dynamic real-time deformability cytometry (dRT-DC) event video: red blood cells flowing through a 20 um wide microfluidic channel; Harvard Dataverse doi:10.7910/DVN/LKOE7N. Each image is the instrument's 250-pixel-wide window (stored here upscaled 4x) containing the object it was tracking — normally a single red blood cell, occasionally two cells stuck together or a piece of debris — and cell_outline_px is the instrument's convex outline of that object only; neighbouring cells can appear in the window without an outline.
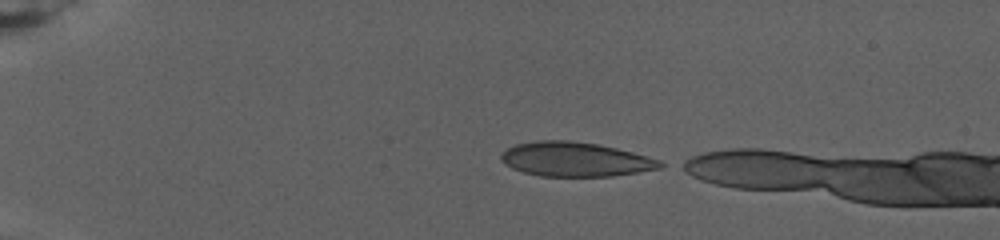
{"species": "human", "species_latin": "Homo sapiens", "temperature_condition": "warm", "stored_images_in_passage": 57, "camera_frame_rate_fps": 3000, "um_per_image_px": 0.085, "donor": {"sex": "female"}, "frame": {"image": 1, "passage_image": 1, "time_ms": 0.0, "image_size_px": [1000, 240], "cell_outline_px": [[668, 164], [660, 168], [612, 176], [540, 176], [524, 172], [512, 168], [504, 164], [500, 160], [500, 156], [508, 148], [516, 144], [536, 140], [568, 140], [596, 144], [616, 148], [632, 152], [660, 160]], "centroid_in_image_um": [48.89, 13.54], "position_along_channel_um": 36.1, "area_um2": 31.73}}
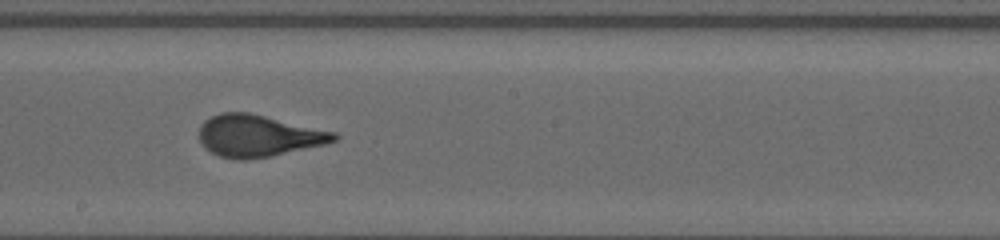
{"frame": {"image": 2, "passage_image": 31, "time_ms": 10.0, "image_size_px": [1000, 240], "cell_outline_px": [[340, 136], [336, 140], [324, 144], [272, 156], [248, 160], [236, 160], [220, 156], [204, 148], [200, 140], [200, 124], [204, 120], [220, 112], [248, 112], [336, 132]], "centroid_in_image_um": [21.94, 11.55], "position_along_channel_um": 226.3, "area_um2": 32.89}}
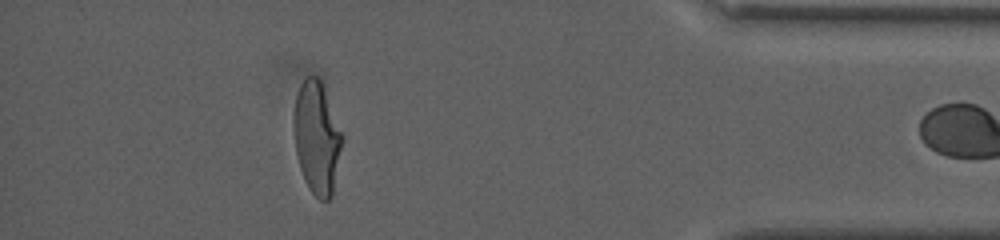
{"frame": {"image": 3, "passage_image": 56, "time_ms": 18.333, "image_size_px": [1000, 240], "cell_outline_px": [[344, 136], [332, 196], [328, 200], [320, 200], [308, 188], [304, 180], [300, 168], [296, 152], [292, 124], [292, 120], [296, 96], [300, 84], [308, 76], [316, 76], [320, 80]], "centroid_in_image_um": [26.92, 11.72], "position_along_channel_um": 408.3, "area_um2": 31.73}}